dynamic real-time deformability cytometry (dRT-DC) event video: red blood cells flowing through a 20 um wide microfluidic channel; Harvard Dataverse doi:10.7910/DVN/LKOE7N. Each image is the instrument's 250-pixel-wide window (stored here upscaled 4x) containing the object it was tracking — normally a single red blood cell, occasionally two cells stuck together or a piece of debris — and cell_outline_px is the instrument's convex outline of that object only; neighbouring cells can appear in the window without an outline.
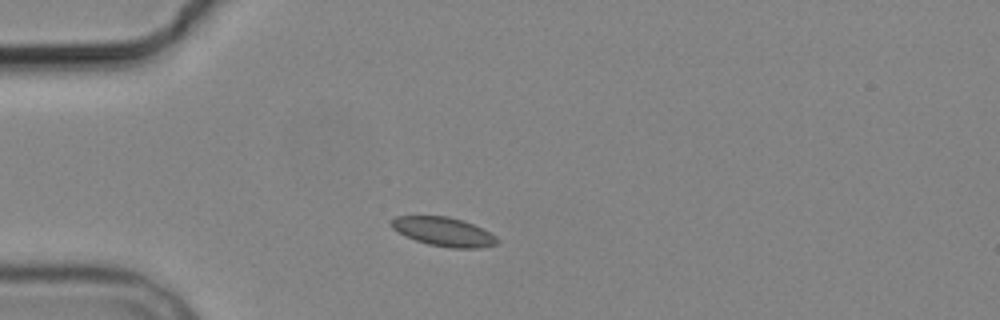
{"species": "common noctule bat (a hibernating species)", "species_latin": "Nyctalus noctula", "temperature_condition": "cold", "stored_images_in_passage": 8, "camera_frame_rate_fps": 3000, "um_per_image_px": 0.085, "animal": {"sex": "male", "body_mass_g": 19.2, "forearm_length_mm": 51.8}, "frame": {"image": 1, "passage_image": 1, "time_ms": 0.0, "image_size_px": [1000, 320], "cell_outline_px": [[500, 240], [496, 244], [480, 248], [452, 248], [428, 244], [404, 236], [392, 228], [392, 220], [396, 216], [448, 216], [464, 220], [496, 236]], "centroid_in_image_um": [37.71, 19.7], "position_along_channel_um": 47.3, "area_um2": 17.74}}
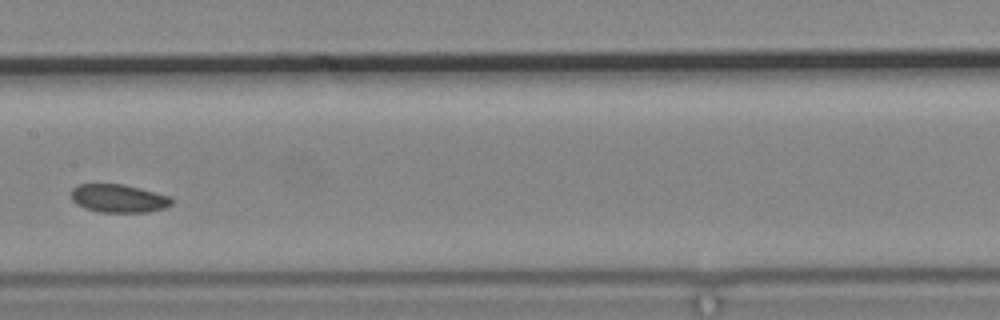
{"frame": {"image": 2, "passage_image": 5, "time_ms": 4.667, "image_size_px": [1000, 320], "cell_outline_px": [[172, 204], [164, 208], [148, 212], [100, 212], [84, 208], [76, 204], [72, 200], [72, 188], [76, 184], [124, 184], [140, 188], [168, 196], [172, 200]], "centroid_in_image_um": [10.04, 16.86], "position_along_channel_um": 197.4, "area_um2": 16.47}}
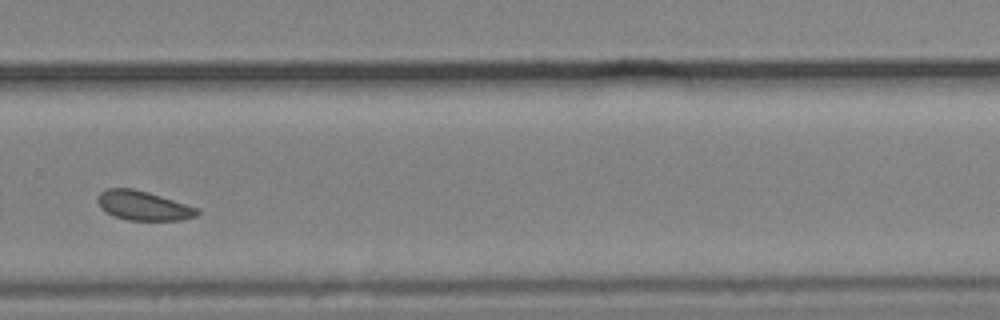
{"frame": {"image": 3, "passage_image": 8, "time_ms": 8.0, "image_size_px": [1000, 320], "cell_outline_px": [[200, 212], [196, 216], [184, 220], [128, 220], [116, 216], [100, 208], [96, 200], [96, 196], [100, 192], [108, 188], [132, 188], [148, 192], [200, 208]], "centroid_in_image_um": [12.19, 17.47], "position_along_channel_um": 317.6, "area_um2": 17.11}}